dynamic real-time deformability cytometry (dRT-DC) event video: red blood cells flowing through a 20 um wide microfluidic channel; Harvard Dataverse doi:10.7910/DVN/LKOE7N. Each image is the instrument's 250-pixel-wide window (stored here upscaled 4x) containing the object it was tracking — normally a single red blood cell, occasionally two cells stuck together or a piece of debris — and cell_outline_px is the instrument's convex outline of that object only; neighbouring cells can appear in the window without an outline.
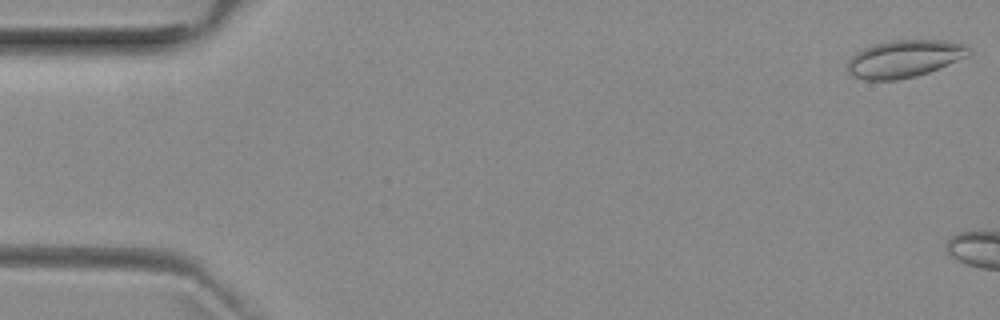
{"species": "common noctule bat (a hibernating species)", "species_latin": "Nyctalus noctula", "temperature_condition": "room temperature", "stored_images_in_passage": 5, "camera_frame_rate_fps": 3000, "um_per_image_px": 0.085, "animal": {"sex": "female", "body_mass_g": 29.2, "forearm_length_mm": 56.3}, "frame": {"image": 1, "passage_image": 1, "time_ms": 0.0, "image_size_px": [1000, 320], "cell_outline_px": [[972, 52], [968, 56], [928, 72], [916, 76], [896, 80], [864, 80], [852, 76], [848, 72], [848, 60], [856, 52], [864, 48], [876, 44], [892, 40], [944, 40], [968, 44], [972, 48]], "centroid_in_image_um": [76.9, 4.98], "position_along_channel_um": 8.1, "area_um2": 26.53}}